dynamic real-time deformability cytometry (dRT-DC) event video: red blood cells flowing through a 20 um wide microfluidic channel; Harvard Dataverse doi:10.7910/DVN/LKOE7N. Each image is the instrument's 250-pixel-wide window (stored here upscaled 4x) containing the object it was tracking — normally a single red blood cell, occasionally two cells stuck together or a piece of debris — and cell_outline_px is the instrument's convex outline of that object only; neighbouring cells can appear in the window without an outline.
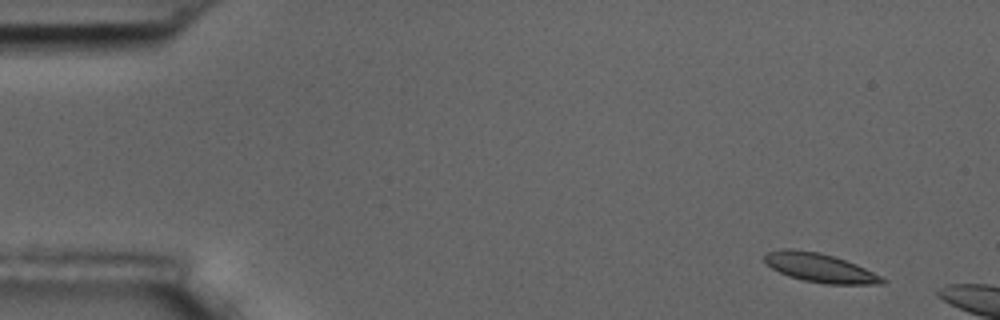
{"species": "common noctule bat (a hibernating species)", "species_latin": "Nyctalus noctula", "temperature_condition": "room temperature", "stored_images_in_passage": 3, "camera_frame_rate_fps": 3000, "um_per_image_px": 0.085, "animal": {"sex": "male", "body_mass_g": 17.5, "forearm_length_mm": 52.3}, "frame": {"image": 1, "passage_image": 1, "time_ms": 0.0, "image_size_px": [1000, 320], "cell_outline_px": [[888, 280], [884, 284], [824, 284], [804, 280], [788, 276], [772, 268], [764, 260], [764, 256], [768, 252], [784, 248], [792, 248], [820, 252], [856, 264]], "centroid_in_image_um": [69.68, 22.76], "position_along_channel_um": 15.3, "area_um2": 19.71}}